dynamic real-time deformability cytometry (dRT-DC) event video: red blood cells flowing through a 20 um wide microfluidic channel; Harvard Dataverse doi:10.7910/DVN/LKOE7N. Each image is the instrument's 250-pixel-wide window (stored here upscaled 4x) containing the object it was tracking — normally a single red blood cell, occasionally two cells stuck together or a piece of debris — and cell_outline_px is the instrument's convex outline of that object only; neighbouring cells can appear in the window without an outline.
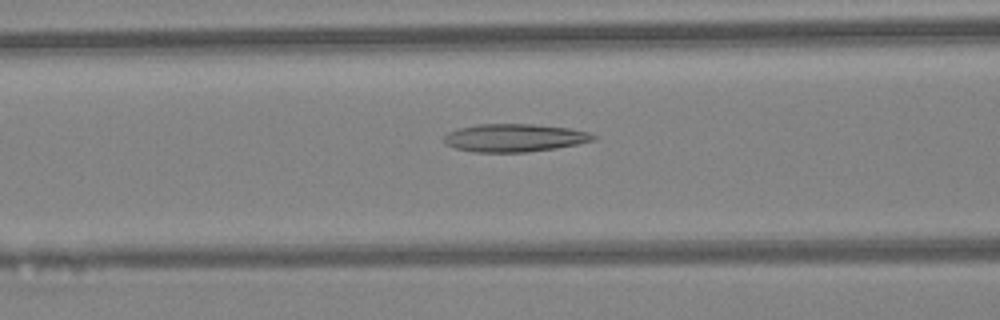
{"species": "Egyptian fruit bat (a non-hibernating species)", "species_latin": "Rousettus aegyptiacus", "temperature_condition": "warm", "stored_images_in_passage": 43, "camera_frame_rate_fps": 3000, "um_per_image_px": 0.085, "animal": {"sex": "female"}, "frame": {"image": 1, "passage_image": 16, "time_ms": 5.0, "image_size_px": [1000, 320], "cell_outline_px": [[596, 140], [556, 148], [528, 152], [472, 152], [456, 148], [444, 144], [444, 136], [448, 132], [456, 128], [476, 124], [532, 124], [568, 128], [588, 132], [596, 136]], "centroid_in_image_um": [43.69, 11.71], "position_along_channel_um": 122.9, "area_um2": 24.39}}
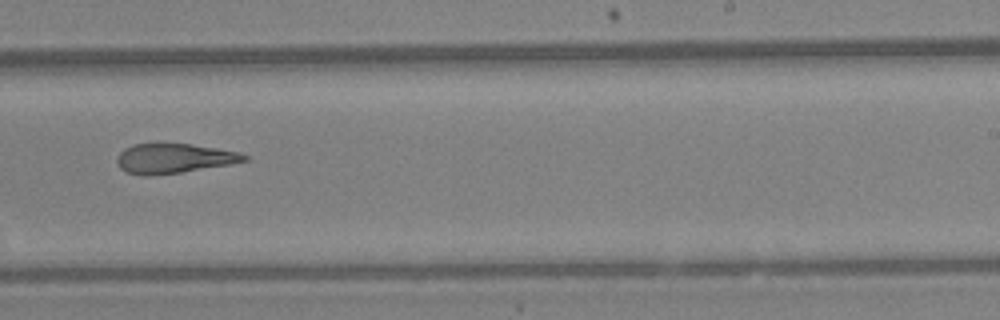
{"frame": {"image": 2, "passage_image": 26, "time_ms": 8.333, "image_size_px": [1000, 320], "cell_outline_px": [[248, 160], [228, 164], [180, 172], [148, 176], [144, 176], [128, 172], [120, 168], [116, 160], [120, 152], [124, 148], [132, 144], [192, 144], [240, 152], [248, 156]], "centroid_in_image_um": [14.76, 13.46], "position_along_channel_um": 274.2, "area_um2": 21.73}}
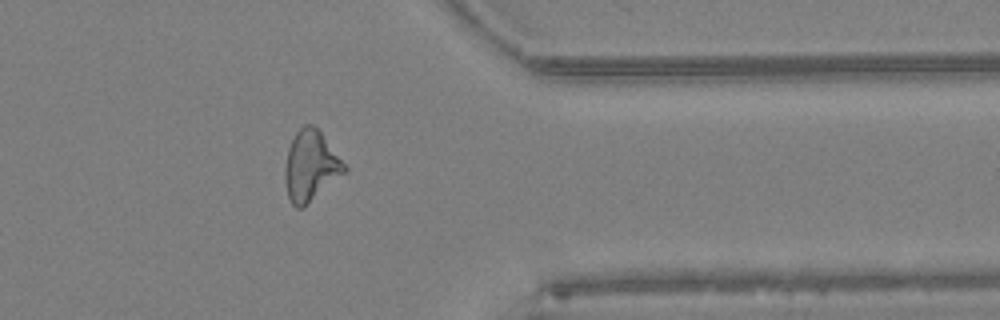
{"frame": {"image": 3, "passage_image": 34, "time_ms": 11.0, "image_size_px": [1000, 320], "cell_outline_px": [[348, 168], [344, 172], [300, 208], [296, 208], [292, 204], [288, 196], [284, 180], [284, 168], [288, 148], [296, 132], [304, 124], [312, 124], [320, 132]], "centroid_in_image_um": [26.35, 14.07], "position_along_channel_um": 385.0, "area_um2": 23.52}}